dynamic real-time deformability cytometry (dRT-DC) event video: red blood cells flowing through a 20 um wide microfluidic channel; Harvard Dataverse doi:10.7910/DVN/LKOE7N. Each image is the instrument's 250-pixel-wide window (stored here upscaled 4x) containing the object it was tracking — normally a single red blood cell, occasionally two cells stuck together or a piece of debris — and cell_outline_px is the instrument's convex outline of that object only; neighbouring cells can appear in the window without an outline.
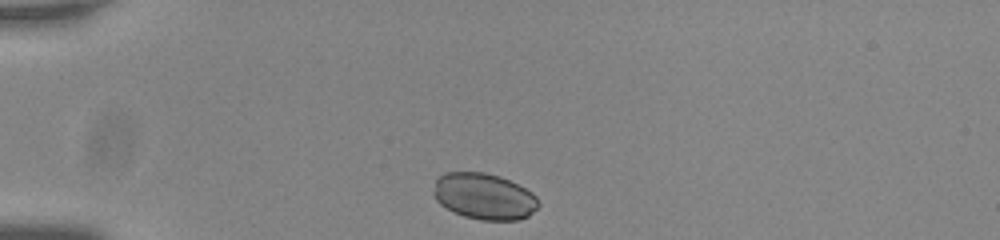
{"species": "common noctule bat (a hibernating species)", "species_latin": "Nyctalus noctula", "temperature_condition": "room temperature", "stored_images_in_passage": 34, "camera_frame_rate_fps": 3000, "um_per_image_px": 0.085, "animal": {"sex": "male", "body_mass_g": 20.0, "forearm_length_mm": 53.3}, "frame": {"image": 1, "passage_image": 1, "time_ms": 0.0, "image_size_px": [1000, 240], "cell_outline_px": [[540, 204], [528, 216], [520, 220], [480, 220], [464, 216], [440, 204], [436, 200], [432, 192], [436, 176], [444, 172], [484, 172], [500, 176], [532, 192], [536, 196]], "centroid_in_image_um": [41.12, 16.68], "position_along_channel_um": 43.9, "area_um2": 28.38}}
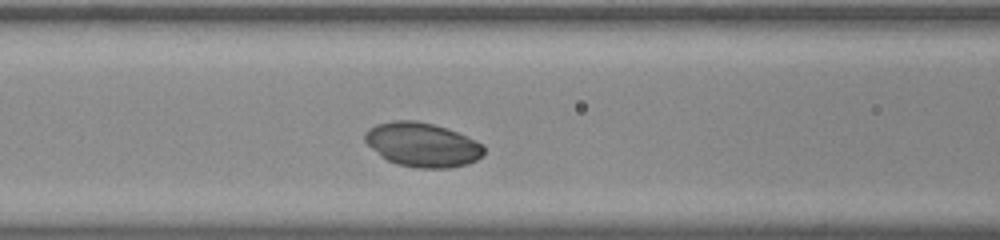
{"frame": {"image": 2, "passage_image": 11, "time_ms": 3.333, "image_size_px": [1000, 240], "cell_outline_px": [[484, 152], [476, 160], [468, 164], [448, 168], [416, 168], [396, 164], [380, 156], [364, 140], [364, 132], [368, 128], [376, 124], [396, 120], [416, 120], [432, 124], [456, 132], [480, 144], [484, 148]], "centroid_in_image_um": [35.84, 12.31], "position_along_channel_um": 130.8, "area_um2": 30.35}}
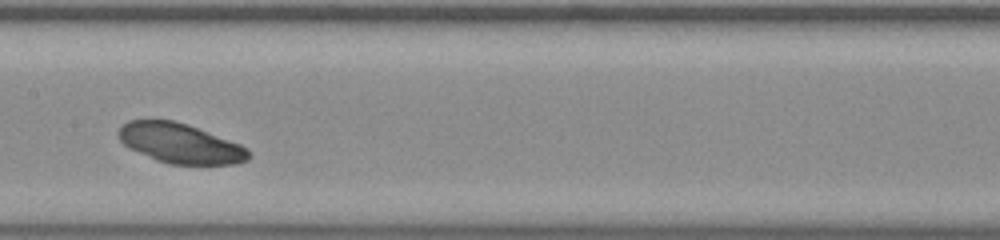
{"frame": {"image": 3, "passage_image": 16, "time_ms": 5.0, "image_size_px": [1000, 240], "cell_outline_px": [[252, 156], [248, 160], [236, 164], [168, 164], [156, 160], [124, 144], [120, 140], [116, 132], [128, 120], [172, 120], [188, 124], [240, 144], [248, 148]], "centroid_in_image_um": [15.35, 12.18], "position_along_channel_um": 192.0, "area_um2": 30.06}}